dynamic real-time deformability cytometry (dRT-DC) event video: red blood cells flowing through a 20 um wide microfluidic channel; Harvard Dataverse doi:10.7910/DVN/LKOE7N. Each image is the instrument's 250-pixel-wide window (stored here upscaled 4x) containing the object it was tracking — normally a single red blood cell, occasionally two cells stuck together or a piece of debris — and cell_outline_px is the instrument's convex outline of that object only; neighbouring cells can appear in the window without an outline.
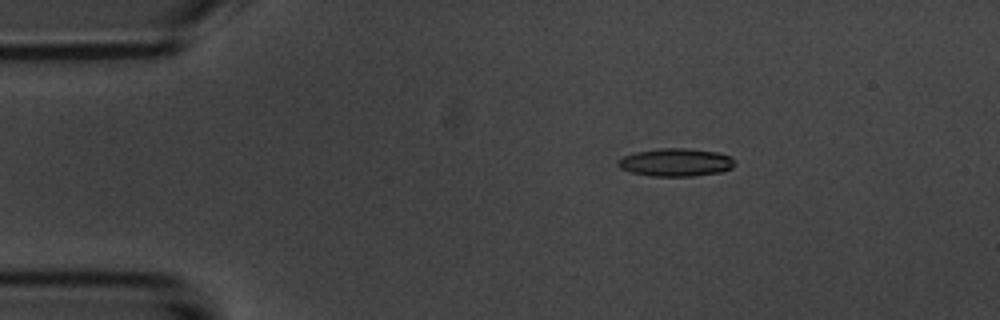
{"species": "common noctule bat (a hibernating species)", "species_latin": "Nyctalus noctula", "temperature_condition": "room temperature", "stored_images_in_passage": 6, "camera_frame_rate_fps": 3000, "um_per_image_px": 0.085, "animal": {"sex": "male", "body_mass_g": 20.1, "forearm_length_mm": 53.5}, "frame": {"image": 1, "passage_image": 3, "time_ms": 2.333, "image_size_px": [1000, 320], "cell_outline_px": [[736, 164], [732, 168], [720, 172], [692, 176], [652, 176], [632, 172], [620, 168], [616, 164], [624, 156], [636, 152], [660, 148], [688, 148], [720, 152], [736, 160]], "centroid_in_image_um": [57.49, 13.79], "position_along_channel_um": 27.5, "area_um2": 19.02}}
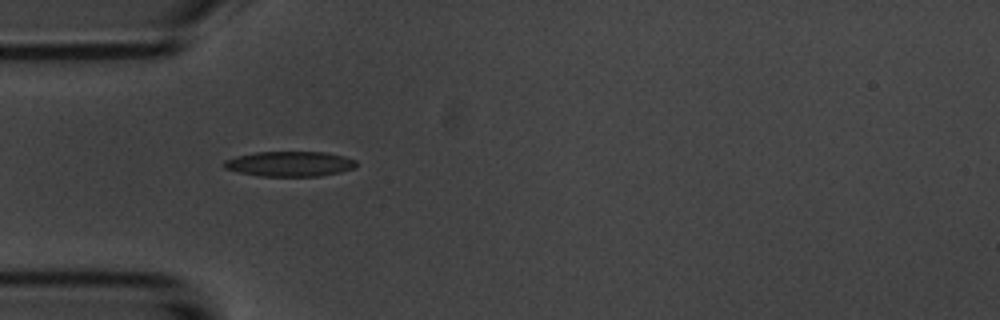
{"frame": {"image": 2, "passage_image": 5, "time_ms": 4.667, "image_size_px": [1000, 320], "cell_outline_px": [[356, 168], [340, 172], [320, 176], [260, 176], [240, 172], [224, 168], [224, 160], [236, 156], [256, 152], [324, 152], [344, 156], [356, 160]], "centroid_in_image_um": [24.65, 13.93], "position_along_channel_um": 60.3, "area_um2": 19.31}}
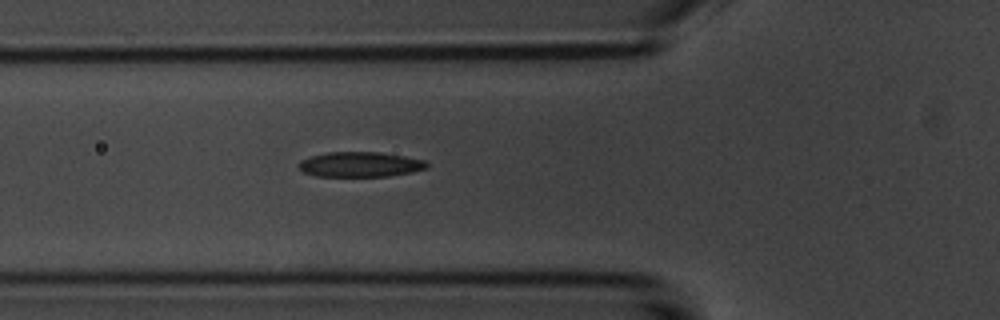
{"frame": {"image": 3, "passage_image": 6, "time_ms": 5.667, "image_size_px": [1000, 320], "cell_outline_px": [[428, 168], [412, 172], [388, 176], [316, 176], [304, 172], [296, 164], [300, 160], [312, 156], [328, 152], [380, 152], [428, 160]], "centroid_in_image_um": [30.64, 13.97], "position_along_channel_um": 95.2, "area_um2": 18.79}}